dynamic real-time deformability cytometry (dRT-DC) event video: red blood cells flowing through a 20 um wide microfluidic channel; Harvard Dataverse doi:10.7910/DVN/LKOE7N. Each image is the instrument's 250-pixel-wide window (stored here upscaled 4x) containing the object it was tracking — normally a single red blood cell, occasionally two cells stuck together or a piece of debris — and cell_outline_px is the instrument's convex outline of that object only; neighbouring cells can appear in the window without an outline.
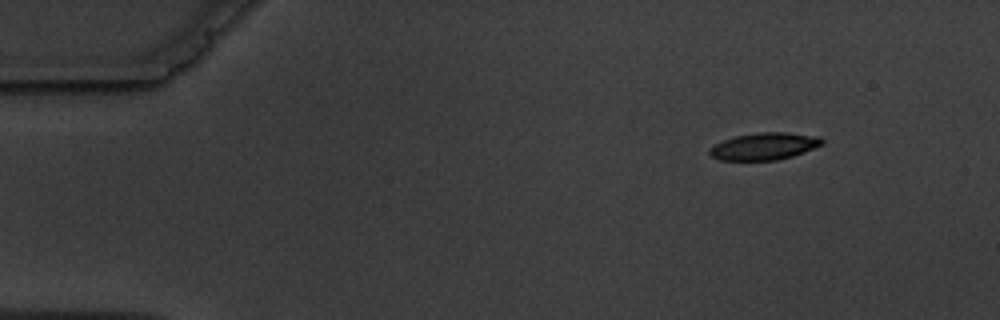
{"species": "common noctule bat (a hibernating species)", "species_latin": "Nyctalus noctula", "temperature_condition": "warm", "stored_images_in_passage": 4, "camera_frame_rate_fps": 3000, "um_per_image_px": 0.085, "animal": {"sex": "male", "body_mass_g": 19.5, "forearm_length_mm": 54.6}, "frame": {"image": 1, "passage_image": 1, "time_ms": 0.0, "image_size_px": [1000, 320], "cell_outline_px": [[824, 144], [804, 152], [792, 156], [776, 160], [720, 160], [712, 156], [708, 152], [708, 148], [724, 140], [736, 136], [756, 132], [788, 132], [820, 136], [824, 140]], "centroid_in_image_um": [64.99, 12.42], "position_along_channel_um": 20.0, "area_um2": 17.86}}
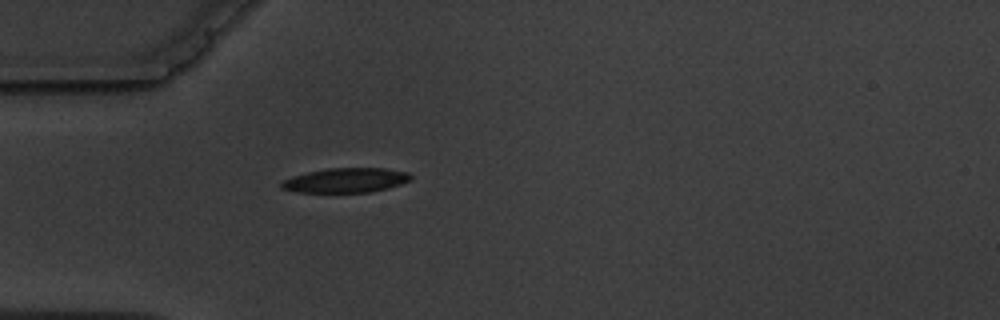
{"frame": {"image": 2, "passage_image": 4, "time_ms": 3.333, "image_size_px": [1000, 320], "cell_outline_px": [[412, 180], [388, 188], [372, 192], [296, 192], [280, 188], [280, 184], [284, 180], [292, 176], [308, 172], [328, 168], [384, 168], [408, 172], [412, 176]], "centroid_in_image_um": [29.41, 15.32], "position_along_channel_um": 55.6, "area_um2": 18.55}}